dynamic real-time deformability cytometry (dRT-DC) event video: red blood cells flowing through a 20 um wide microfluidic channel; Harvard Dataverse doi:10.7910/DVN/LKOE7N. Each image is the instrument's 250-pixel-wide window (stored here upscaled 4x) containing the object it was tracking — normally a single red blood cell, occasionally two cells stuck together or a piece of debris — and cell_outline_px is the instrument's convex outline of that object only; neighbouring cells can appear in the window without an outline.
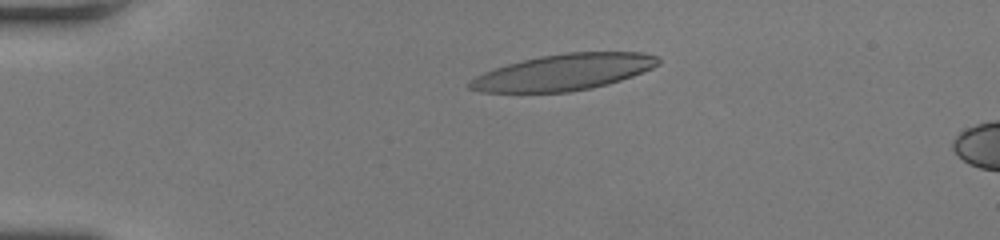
{"species": "human", "species_latin": "Homo sapiens", "temperature_condition": "room temperature", "stored_images_in_passage": 18, "camera_frame_rate_fps": 3000, "um_per_image_px": 0.085, "donor": {"sex": "female"}, "frame": {"image": 1, "passage_image": 13, "time_ms": 4.0, "image_size_px": [1000, 240], "cell_outline_px": [[660, 64], [652, 68], [632, 76], [608, 84], [592, 88], [568, 92], [480, 92], [468, 88], [468, 80], [484, 72], [508, 64], [540, 56], [564, 52], [640, 52], [656, 56], [660, 60]], "centroid_in_image_um": [47.9, 6.14], "position_along_channel_um": 37.1, "area_um2": 39.65}}